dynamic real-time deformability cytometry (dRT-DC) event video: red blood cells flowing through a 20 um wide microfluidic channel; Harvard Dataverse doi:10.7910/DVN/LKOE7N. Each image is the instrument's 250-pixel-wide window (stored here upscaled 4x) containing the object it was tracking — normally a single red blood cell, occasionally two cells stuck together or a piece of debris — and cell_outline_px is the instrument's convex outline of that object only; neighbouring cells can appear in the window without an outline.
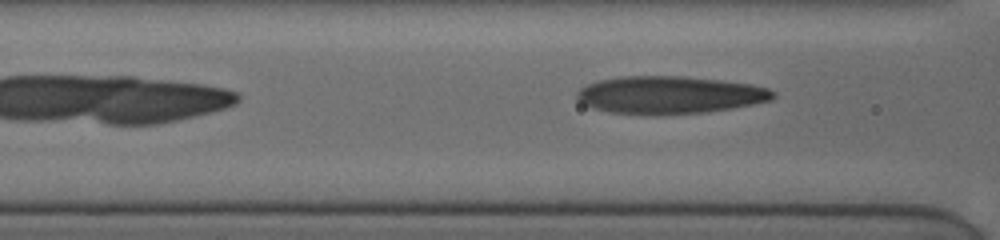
{"species": "human", "species_latin": "Homo sapiens", "temperature_condition": "cold", "stored_images_in_passage": 14, "camera_frame_rate_fps": 3000, "um_per_image_px": 0.085, "donor": {"sex": "female"}, "frame": {"image": 1, "passage_image": 14, "time_ms": 8.0, "image_size_px": [1000, 240], "cell_outline_px": [[776, 96], [772, 100], [732, 108], [704, 112], [656, 116], [648, 116], [608, 112], [592, 108], [584, 104], [576, 96], [576, 92], [580, 88], [588, 84], [600, 80], [620, 76], [684, 76], [720, 80], [752, 84], [768, 88], [776, 92]], "centroid_in_image_um": [56.91, 8.08], "position_along_channel_um": 109.7, "area_um2": 43.47}}